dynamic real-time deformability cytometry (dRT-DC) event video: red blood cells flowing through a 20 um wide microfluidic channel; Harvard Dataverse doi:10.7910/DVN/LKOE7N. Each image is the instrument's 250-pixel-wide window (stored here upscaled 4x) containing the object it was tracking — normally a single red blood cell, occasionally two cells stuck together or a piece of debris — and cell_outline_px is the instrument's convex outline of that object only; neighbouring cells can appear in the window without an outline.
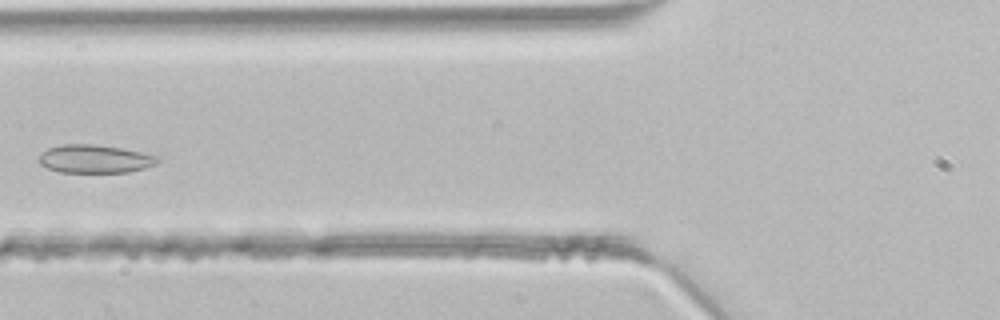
{"species": "common noctule bat (a hibernating species)", "species_latin": "Nyctalus noctula", "temperature_condition": "room temperature", "stored_images_in_passage": 2, "camera_frame_rate_fps": 3000, "um_per_image_px": 0.085, "animal": {"sex": "male", "body_mass_g": 21.5, "forearm_length_mm": 52.0}, "frame": {"image": 1, "passage_image": 2, "time_ms": 0.333, "image_size_px": [1000, 320], "cell_outline_px": [[160, 160], [156, 164], [144, 168], [128, 172], [60, 172], [48, 168], [40, 164], [36, 160], [40, 152], [48, 148], [60, 144], [92, 144], [120, 148], [140, 152], [156, 156]], "centroid_in_image_um": [7.99, 13.5], "position_along_channel_um": 117.8, "area_um2": 19.54}}